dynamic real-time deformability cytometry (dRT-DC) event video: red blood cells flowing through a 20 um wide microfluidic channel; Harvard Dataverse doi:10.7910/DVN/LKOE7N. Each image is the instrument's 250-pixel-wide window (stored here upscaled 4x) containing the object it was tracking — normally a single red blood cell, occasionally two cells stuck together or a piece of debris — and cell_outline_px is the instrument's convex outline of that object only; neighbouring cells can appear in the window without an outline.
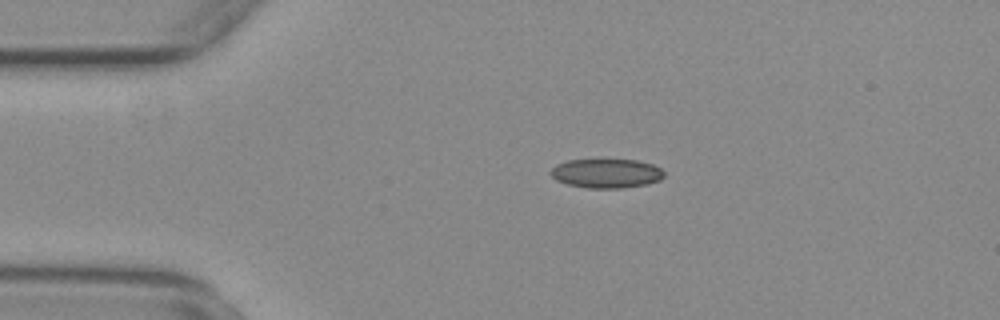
{"species": "common noctule bat (a hibernating species)", "species_latin": "Nyctalus noctula", "temperature_condition": "warm", "stored_images_in_passage": 54, "camera_frame_rate_fps": 3000, "um_per_image_px": 0.085, "animal": {"sex": "female", "body_mass_g": 29.2, "forearm_length_mm": 56.3}, "frame": {"image": 1, "passage_image": 11, "time_ms": 3.333, "image_size_px": [1000, 320], "cell_outline_px": [[664, 176], [660, 180], [648, 184], [620, 188], [588, 188], [568, 184], [556, 180], [548, 172], [556, 164], [568, 160], [636, 160], [652, 164], [660, 168], [664, 172]], "centroid_in_image_um": [51.53, 14.74], "position_along_channel_um": 33.5, "area_um2": 19.25}}
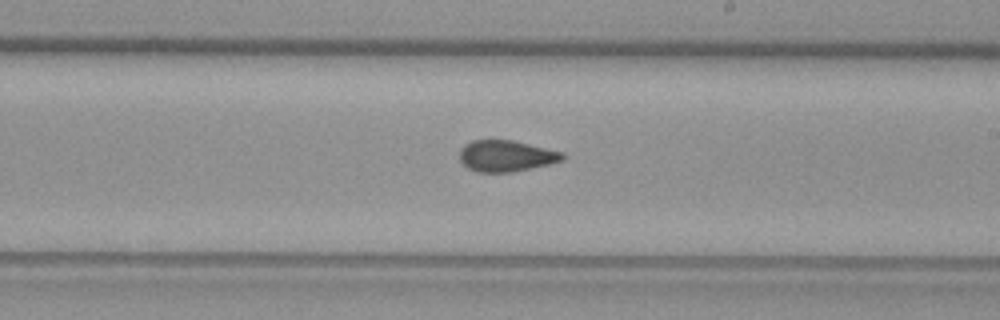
{"frame": {"image": 2, "passage_image": 31, "time_ms": 10.0, "image_size_px": [1000, 320], "cell_outline_px": [[564, 160], [548, 164], [512, 172], [476, 172], [468, 168], [460, 160], [460, 148], [464, 144], [472, 140], [512, 140], [564, 152]], "centroid_in_image_um": [43.01, 13.25], "position_along_channel_um": 246.0, "area_um2": 18.73}}
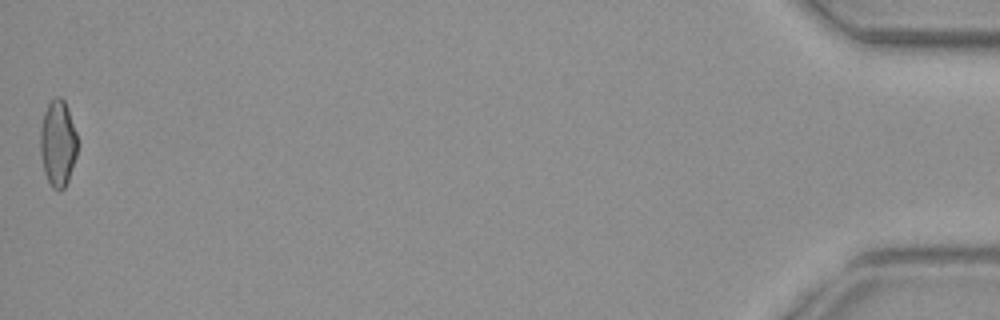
{"frame": {"image": 3, "passage_image": 54, "time_ms": 17.667, "image_size_px": [1000, 320], "cell_outline_px": [[76, 156], [68, 180], [64, 188], [60, 192], [52, 188], [44, 172], [40, 156], [40, 128], [44, 112], [48, 104], [56, 96], [60, 96], [64, 100], [68, 108], [76, 132]], "centroid_in_image_um": [4.9, 12.19], "position_along_channel_um": 430.3, "area_um2": 18.73}, "authors_computed_cell_mechanics": {"area_um2": 19.074, "velocity_mm_per_s": 3.7832, "shape_relaxation_time_tau1_ms": null, "shape_relaxation_time_tau2_ms": 1.2485, "deformation_change_tau1": null, "deformation_change_tau2": 0.0618}}